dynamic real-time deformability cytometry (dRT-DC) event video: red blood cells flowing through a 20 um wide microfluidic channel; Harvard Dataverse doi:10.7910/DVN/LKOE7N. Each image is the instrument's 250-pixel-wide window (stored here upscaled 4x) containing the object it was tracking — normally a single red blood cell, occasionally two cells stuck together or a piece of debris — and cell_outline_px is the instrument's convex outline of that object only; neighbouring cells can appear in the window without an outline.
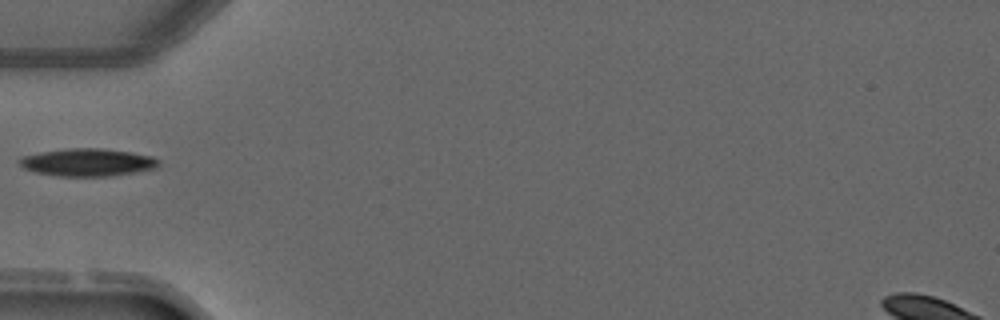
{"species": "common noctule bat (a hibernating species)", "species_latin": "Nyctalus noctula", "temperature_condition": "warm", "stored_images_in_passage": 3, "camera_frame_rate_fps": 3000, "um_per_image_px": 0.085, "animal": {"sex": "male", "forearm_length_mm": 52.5}, "frame": {"image": 1, "passage_image": 3, "time_ms": 3.0, "image_size_px": [1000, 320], "cell_outline_px": [[160, 164], [156, 168], [136, 172], [112, 176], [56, 176], [36, 172], [24, 168], [20, 164], [20, 160], [24, 156], [44, 152], [68, 148], [100, 148], [128, 152], [152, 156], [160, 160]], "centroid_in_image_um": [7.5, 13.81], "position_along_channel_um": 77.5, "area_um2": 22.2}}